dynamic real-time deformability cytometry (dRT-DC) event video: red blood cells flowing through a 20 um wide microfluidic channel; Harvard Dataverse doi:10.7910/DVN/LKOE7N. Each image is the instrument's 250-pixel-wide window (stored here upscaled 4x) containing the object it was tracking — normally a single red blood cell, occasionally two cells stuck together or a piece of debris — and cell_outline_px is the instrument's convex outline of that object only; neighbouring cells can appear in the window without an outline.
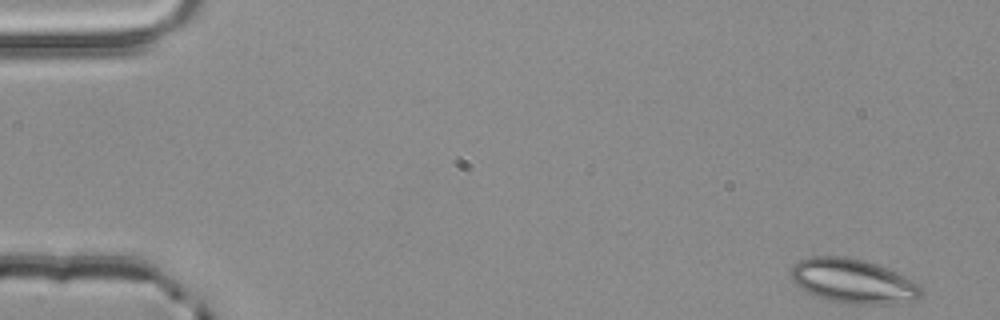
{"species": "common noctule bat (a hibernating species)", "species_latin": "Nyctalus noctula", "temperature_condition": "room temperature", "stored_images_in_passage": 20, "camera_frame_rate_fps": 3000, "um_per_image_px": 0.085, "animal": {"sex": "male", "body_mass_g": 20.4}, "frame": {"image": 1, "passage_image": 1, "time_ms": 0.0, "image_size_px": [1000, 320], "cell_outline_px": [[924, 292], [920, 300], [896, 304], [852, 304], [832, 300], [816, 296], [800, 288], [792, 280], [792, 268], [800, 260], [812, 256], [844, 256], [864, 260], [876, 264], [896, 272], [920, 284], [924, 288]], "centroid_in_image_um": [72.6, 23.91], "position_along_channel_um": 12.4, "area_um2": 33.81}}